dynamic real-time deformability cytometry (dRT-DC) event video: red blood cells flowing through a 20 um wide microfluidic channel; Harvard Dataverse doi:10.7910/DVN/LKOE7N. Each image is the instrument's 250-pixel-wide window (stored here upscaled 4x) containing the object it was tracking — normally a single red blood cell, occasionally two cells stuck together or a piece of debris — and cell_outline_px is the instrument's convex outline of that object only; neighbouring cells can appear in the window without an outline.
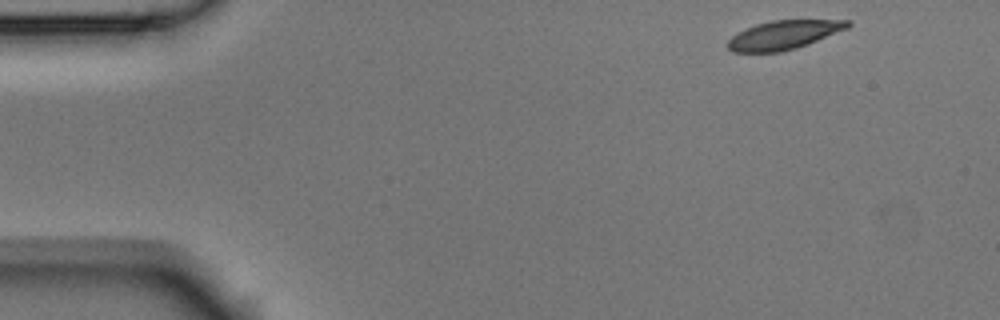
{"species": "Egyptian fruit bat (a non-hibernating species)", "species_latin": "Rousettus aegyptiacus", "temperature_condition": "room temperature", "stored_images_in_passage": 4, "camera_frame_rate_fps": 3000, "um_per_image_px": 0.085, "animal": {"sex": "male"}, "frame": {"image": 1, "passage_image": 1, "time_ms": 0.0, "image_size_px": [1000, 320], "cell_outline_px": [[852, 24], [848, 28], [796, 48], [780, 52], [732, 52], [728, 48], [728, 40], [736, 32], [744, 28], [756, 24], [772, 20], [852, 20]], "centroid_in_image_um": [66.59, 2.96], "position_along_channel_um": 18.4, "area_um2": 20.11}}
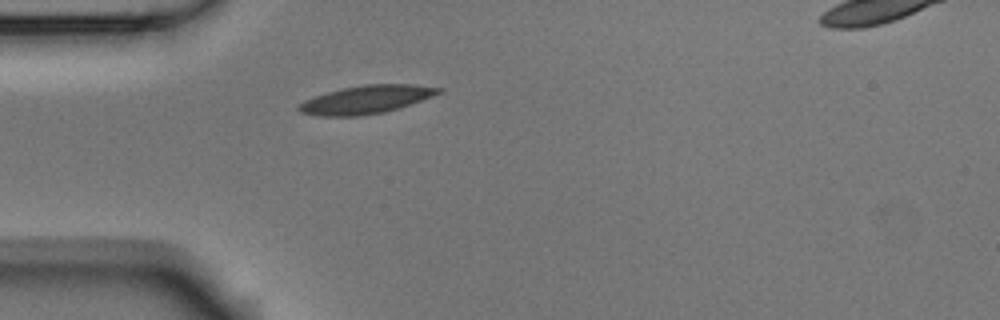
{"frame": {"image": 2, "passage_image": 4, "time_ms": 1.0, "image_size_px": [1000, 320], "cell_outline_px": [[444, 88], [440, 92], [432, 96], [384, 112], [360, 116], [320, 116], [300, 112], [296, 108], [304, 100], [328, 92], [344, 88], [364, 84], [416, 84]], "centroid_in_image_um": [31.11, 8.46], "position_along_channel_um": 53.9, "area_um2": 22.6}}